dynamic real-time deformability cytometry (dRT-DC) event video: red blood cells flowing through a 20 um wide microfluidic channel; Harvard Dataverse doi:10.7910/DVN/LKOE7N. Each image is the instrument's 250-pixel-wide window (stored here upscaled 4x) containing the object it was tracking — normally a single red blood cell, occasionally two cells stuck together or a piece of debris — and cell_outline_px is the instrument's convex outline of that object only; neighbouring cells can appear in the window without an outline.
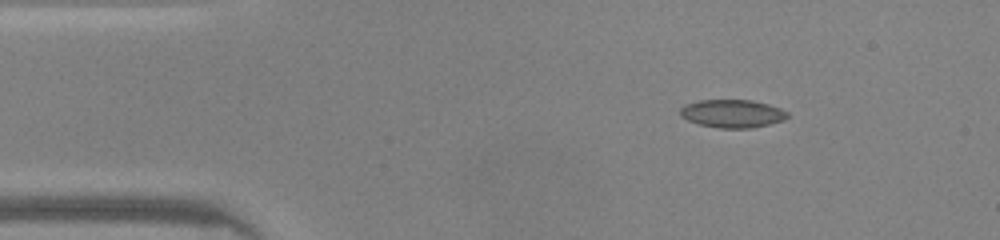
{"species": "common noctule bat (a hibernating species)", "species_latin": "Nyctalus noctula", "temperature_condition": "warm", "stored_images_in_passage": 42, "camera_frame_rate_fps": 3000, "um_per_image_px": 0.085, "animal": {"sex": "male", "body_mass_g": 20.0, "forearm_length_mm": 53.3}, "frame": {"image": 1, "passage_image": 1, "time_ms": 0.0, "image_size_px": [1000, 240], "cell_outline_px": [[788, 116], [784, 120], [768, 124], [748, 128], [720, 128], [700, 124], [688, 120], [680, 116], [680, 108], [684, 104], [700, 100], [752, 100], [768, 104], [780, 108], [788, 112]], "centroid_in_image_um": [62.23, 9.64], "position_along_channel_um": 22.8, "area_um2": 17.46}}
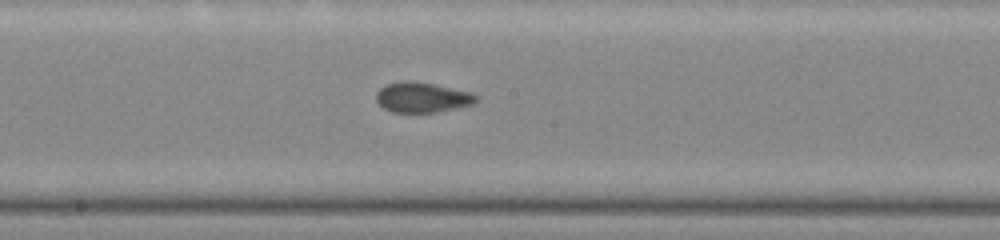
{"frame": {"image": 2, "passage_image": 19, "time_ms": 6.0, "image_size_px": [1000, 240], "cell_outline_px": [[480, 96], [472, 104], [456, 108], [436, 112], [392, 112], [384, 108], [376, 100], [376, 92], [380, 88], [388, 84], [408, 80], [436, 84], [468, 92]], "centroid_in_image_um": [35.87, 8.27], "position_along_channel_um": 212.3, "area_um2": 17.4}}
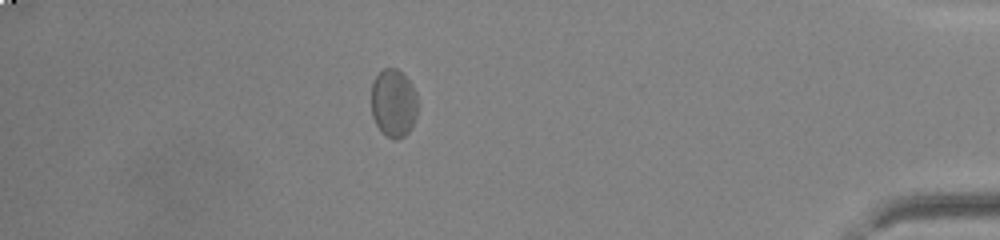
{"frame": {"image": 3, "passage_image": 36, "time_ms": 11.667, "image_size_px": [1000, 240], "cell_outline_px": [[416, 116], [412, 128], [404, 136], [396, 140], [380, 132], [372, 116], [372, 84], [376, 76], [384, 68], [396, 68], [412, 84], [416, 92]], "centroid_in_image_um": [33.45, 8.78], "position_along_channel_um": 401.8, "area_um2": 18.32}, "authors_computed_cell_mechanics": {"area_um2": 17.4556, "velocity_mm_per_s": 4.2077, "shape_relaxation_time_tau1_ms": 8.7346, "shape_relaxation_time_tau2_ms": 1.0713, "deformation_change_tau1": 0.1598, "deformation_change_tau2": 0.062}}